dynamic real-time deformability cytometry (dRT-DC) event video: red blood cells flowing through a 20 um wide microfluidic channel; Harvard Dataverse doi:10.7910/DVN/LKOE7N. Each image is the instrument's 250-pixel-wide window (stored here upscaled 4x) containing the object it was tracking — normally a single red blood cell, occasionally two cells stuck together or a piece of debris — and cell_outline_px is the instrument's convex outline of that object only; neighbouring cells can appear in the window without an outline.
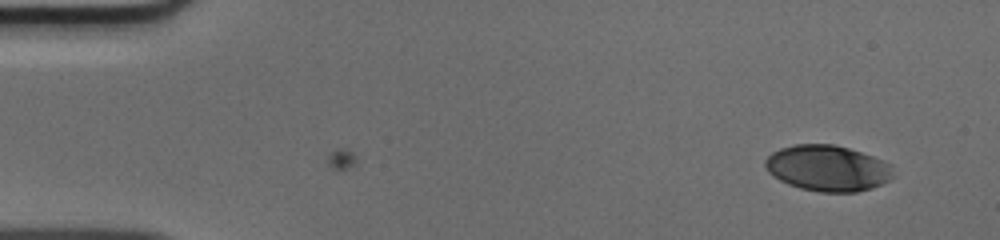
{"species": "human", "species_latin": "Homo sapiens", "temperature_condition": "cold", "stored_images_in_passage": 48, "camera_frame_rate_fps": 3000, "um_per_image_px": 0.085, "donor": {"sex": "male"}, "frame": {"image": 1, "passage_image": 1, "time_ms": 0.0, "image_size_px": [1000, 240], "cell_outline_px": [[896, 176], [892, 180], [872, 188], [856, 192], [820, 192], [800, 188], [788, 184], [772, 176], [768, 172], [764, 164], [764, 160], [772, 152], [780, 148], [792, 144], [832, 144], [848, 148], [884, 160], [892, 164]], "centroid_in_image_um": [70.38, 14.3], "position_along_channel_um": 14.6, "area_um2": 34.74}}
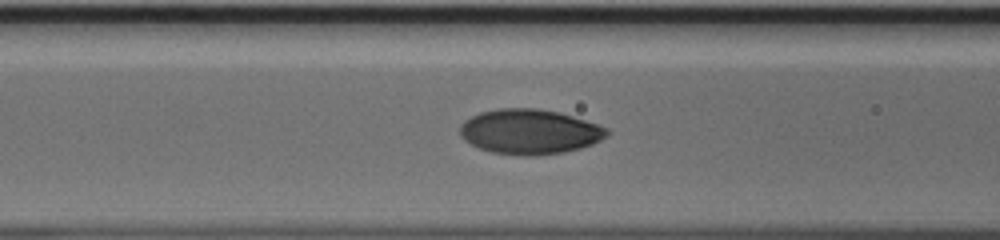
{"frame": {"image": 2, "passage_image": 18, "time_ms": 5.667, "image_size_px": [1000, 240], "cell_outline_px": [[612, 132], [608, 136], [592, 144], [580, 148], [564, 152], [536, 156], [524, 156], [492, 152], [480, 148], [464, 140], [460, 136], [460, 124], [464, 120], [480, 112], [500, 108], [536, 108], [560, 112], [608, 128]], "centroid_in_image_um": [45.02, 11.19], "position_along_channel_um": 121.6, "area_um2": 38.61}}
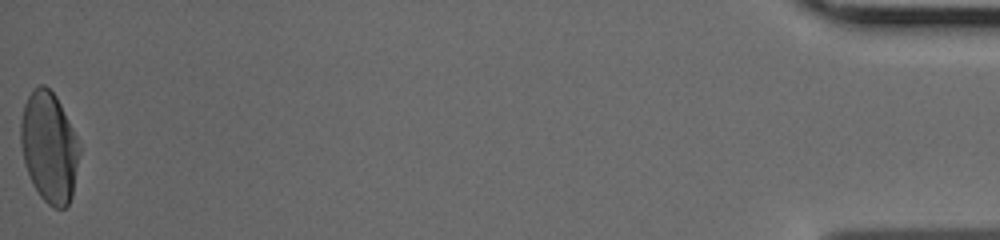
{"frame": {"image": 3, "passage_image": 48, "time_ms": 15.667, "image_size_px": [1000, 240], "cell_outline_px": [[80, 152], [72, 196], [68, 204], [64, 208], [52, 208], [40, 196], [32, 184], [24, 164], [20, 144], [20, 120], [24, 104], [32, 88], [40, 84], [44, 84], [56, 96], [76, 136], [80, 148]], "centroid_in_image_um": [4.15, 12.51], "position_along_channel_um": 431.0, "area_um2": 37.97}}